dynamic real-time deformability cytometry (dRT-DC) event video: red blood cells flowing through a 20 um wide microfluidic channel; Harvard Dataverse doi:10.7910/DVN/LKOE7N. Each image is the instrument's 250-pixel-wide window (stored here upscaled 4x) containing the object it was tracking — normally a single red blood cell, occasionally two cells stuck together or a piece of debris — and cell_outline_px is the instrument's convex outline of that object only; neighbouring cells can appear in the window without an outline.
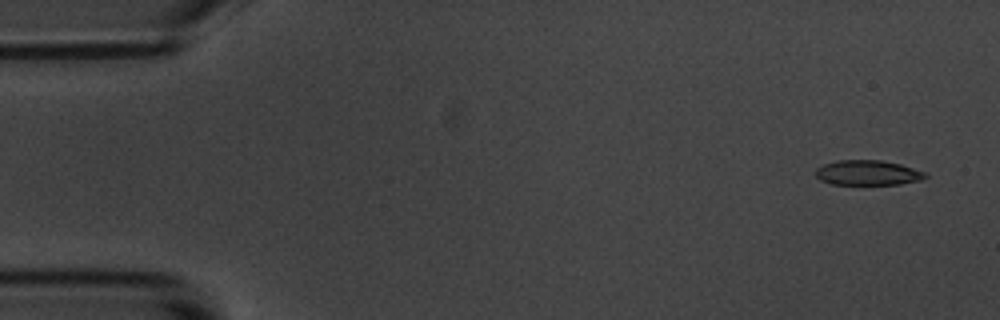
{"species": "common noctule bat (a hibernating species)", "species_latin": "Nyctalus noctula", "temperature_condition": "room temperature", "stored_images_in_passage": 8, "camera_frame_rate_fps": 3000, "um_per_image_px": 0.085, "animal": {"sex": "male", "body_mass_g": 20.1, "forearm_length_mm": 53.5}, "frame": {"image": 1, "passage_image": 1, "time_ms": 0.0, "image_size_px": [1000, 320], "cell_outline_px": [[928, 176], [920, 180], [900, 184], [832, 184], [820, 180], [816, 176], [816, 168], [824, 164], [836, 160], [880, 160], [900, 164], [928, 172]], "centroid_in_image_um": [73.78, 14.68], "position_along_channel_um": 11.2, "area_um2": 16.01}}
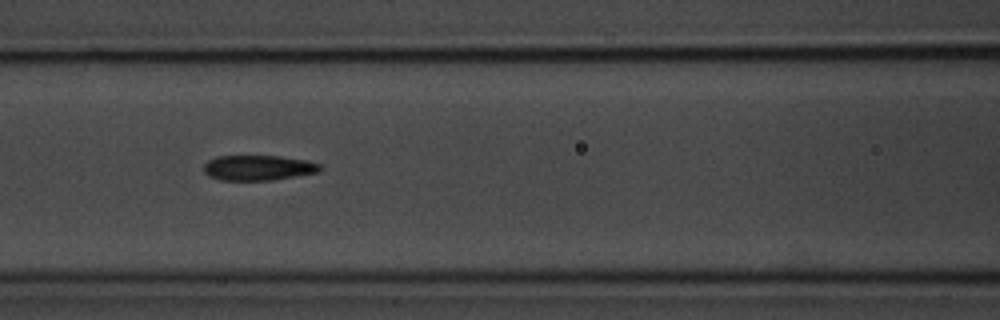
{"frame": {"image": 2, "passage_image": 7, "time_ms": 7.0, "image_size_px": [1000, 320], "cell_outline_px": [[324, 168], [320, 172], [272, 180], [220, 180], [208, 176], [204, 172], [204, 164], [208, 160], [216, 156], [280, 156], [304, 160], [320, 164]], "centroid_in_image_um": [21.95, 14.26], "position_along_channel_um": 144.6, "area_um2": 17.17}}
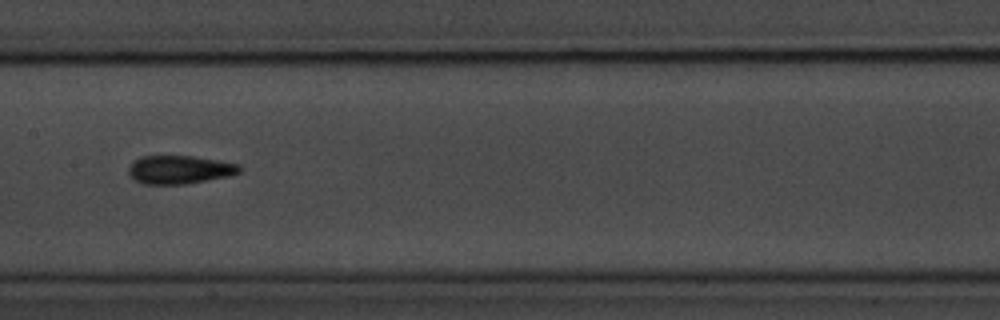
{"frame": {"image": 3, "passage_image": 8, "time_ms": 8.333, "image_size_px": [1000, 320], "cell_outline_px": [[240, 172], [228, 176], [184, 184], [144, 184], [136, 180], [128, 172], [128, 168], [140, 156], [192, 156], [240, 164]], "centroid_in_image_um": [15.26, 14.42], "position_along_channel_um": 192.1, "area_um2": 18.03}}